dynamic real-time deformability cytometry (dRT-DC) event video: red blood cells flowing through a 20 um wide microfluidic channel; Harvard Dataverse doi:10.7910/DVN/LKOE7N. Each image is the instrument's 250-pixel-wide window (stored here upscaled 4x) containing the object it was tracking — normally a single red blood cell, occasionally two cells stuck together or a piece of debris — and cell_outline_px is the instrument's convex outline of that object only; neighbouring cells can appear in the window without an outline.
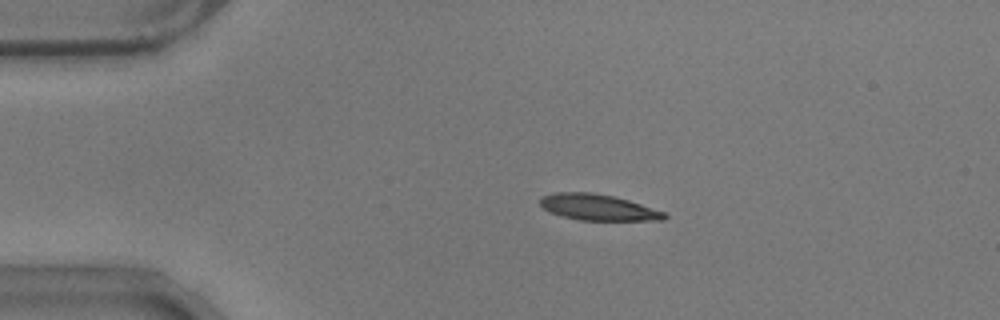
{"species": "common noctule bat (a hibernating species)", "species_latin": "Nyctalus noctula", "temperature_condition": "warm", "stored_images_in_passage": 46, "camera_frame_rate_fps": 3000, "um_per_image_px": 0.085, "animal": {"sex": "male", "body_mass_g": 17.9}, "frame": {"image": 1, "passage_image": 1, "time_ms": 0.0, "image_size_px": [1000, 320], "cell_outline_px": [[668, 216], [664, 220], [580, 220], [564, 216], [552, 212], [544, 208], [540, 204], [540, 200], [544, 196], [556, 192], [592, 192], [612, 196], [628, 200], [664, 212]], "centroid_in_image_um": [50.85, 17.62], "position_along_channel_um": 34.2, "area_um2": 18.5}}
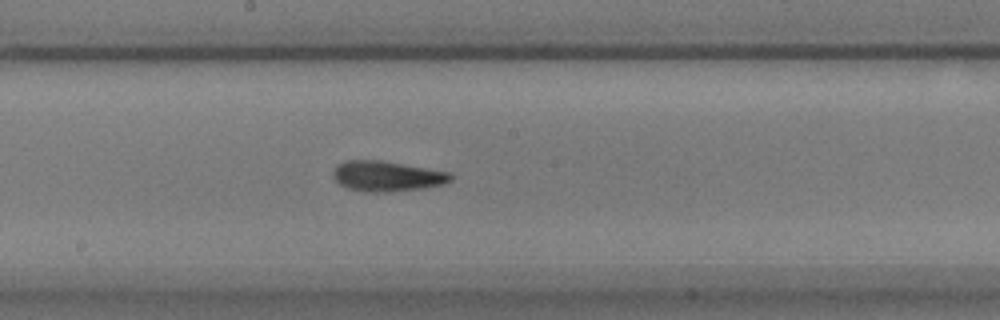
{"frame": {"image": 2, "passage_image": 20, "time_ms": 6.333, "image_size_px": [1000, 320], "cell_outline_px": [[452, 180], [444, 184], [424, 188], [388, 192], [364, 192], [348, 188], [340, 184], [332, 176], [332, 172], [336, 164], [344, 160], [380, 160], [452, 172]], "centroid_in_image_um": [32.88, 14.97], "position_along_channel_um": 215.3, "area_um2": 21.04}}
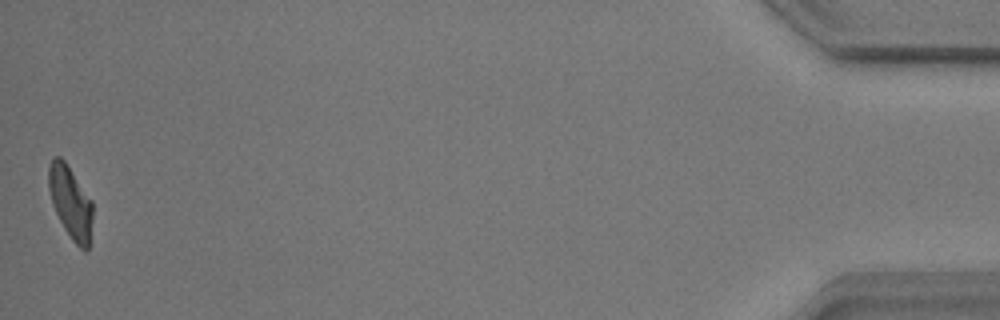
{"frame": {"image": 3, "passage_image": 46, "time_ms": 15.0, "image_size_px": [1000, 320], "cell_outline_px": [[92, 220], [88, 248], [84, 252], [72, 240], [64, 228], [52, 204], [48, 188], [48, 168], [52, 160], [56, 156], [60, 156], [64, 160], [92, 200]], "centroid_in_image_um": [5.99, 17.19], "position_along_channel_um": 429.2, "area_um2": 18.44}, "authors_computed_cell_mechanics": {"area_um2": 19.8832, "velocity_mm_per_s": 3.5288, "shape_relaxation_time_tau1_ms": 3.9864, "shape_relaxation_time_tau2_ms": 2.7773, "deformation_change_tau1": 0.1771, "deformation_change_tau2": 0.08}}